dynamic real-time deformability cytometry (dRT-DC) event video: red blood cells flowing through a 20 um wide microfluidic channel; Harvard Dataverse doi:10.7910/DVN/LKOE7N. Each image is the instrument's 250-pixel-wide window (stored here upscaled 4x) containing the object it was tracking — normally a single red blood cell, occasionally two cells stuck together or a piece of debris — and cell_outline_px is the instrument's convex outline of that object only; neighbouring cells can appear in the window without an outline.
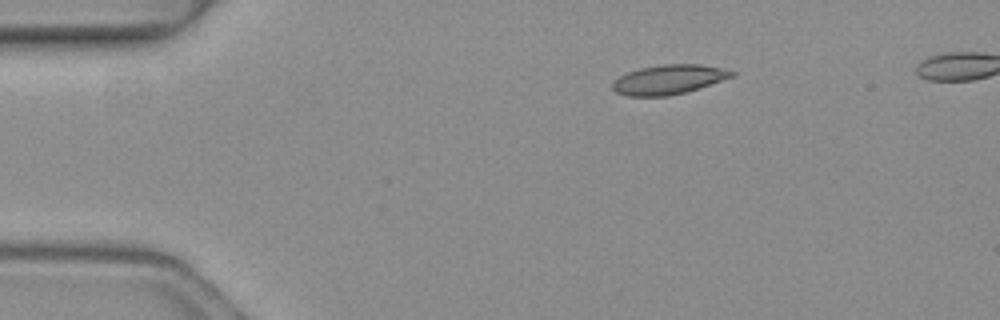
{"species": "common noctule bat (a hibernating species)", "species_latin": "Nyctalus noctula", "temperature_condition": "warm", "stored_images_in_passage": 4, "camera_frame_rate_fps": 3000, "um_per_image_px": 0.085, "animal": {"sex": "female", "body_mass_g": 19.3, "forearm_length_mm": 54.1}, "frame": {"image": 1, "passage_image": 2, "time_ms": 0.333, "image_size_px": [1000, 320], "cell_outline_px": [[736, 72], [732, 76], [684, 92], [668, 96], [628, 96], [616, 92], [612, 88], [612, 84], [620, 76], [628, 72], [640, 68], [664, 64], [700, 64], [724, 68]], "centroid_in_image_um": [56.81, 6.75], "position_along_channel_um": 28.2, "area_um2": 20.06}}